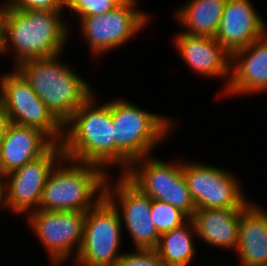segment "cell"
I'll use <instances>...</instances> for the list:
<instances>
[{
	"label": "cell",
	"instance_id": "cell-17",
	"mask_svg": "<svg viewBox=\"0 0 267 266\" xmlns=\"http://www.w3.org/2000/svg\"><path fill=\"white\" fill-rule=\"evenodd\" d=\"M53 144L41 130L10 122L0 145V178L39 158Z\"/></svg>",
	"mask_w": 267,
	"mask_h": 266
},
{
	"label": "cell",
	"instance_id": "cell-23",
	"mask_svg": "<svg viewBox=\"0 0 267 266\" xmlns=\"http://www.w3.org/2000/svg\"><path fill=\"white\" fill-rule=\"evenodd\" d=\"M125 0H65V7L70 13L75 12L80 20L82 17L106 14L114 10Z\"/></svg>",
	"mask_w": 267,
	"mask_h": 266
},
{
	"label": "cell",
	"instance_id": "cell-5",
	"mask_svg": "<svg viewBox=\"0 0 267 266\" xmlns=\"http://www.w3.org/2000/svg\"><path fill=\"white\" fill-rule=\"evenodd\" d=\"M115 166L124 174L132 161L151 155L174 132L175 122L126 100H112ZM172 132V133H171Z\"/></svg>",
	"mask_w": 267,
	"mask_h": 266
},
{
	"label": "cell",
	"instance_id": "cell-16",
	"mask_svg": "<svg viewBox=\"0 0 267 266\" xmlns=\"http://www.w3.org/2000/svg\"><path fill=\"white\" fill-rule=\"evenodd\" d=\"M174 43L184 62L195 73L204 77H227L223 87V91L226 90L230 82L231 54L214 37L179 32Z\"/></svg>",
	"mask_w": 267,
	"mask_h": 266
},
{
	"label": "cell",
	"instance_id": "cell-6",
	"mask_svg": "<svg viewBox=\"0 0 267 266\" xmlns=\"http://www.w3.org/2000/svg\"><path fill=\"white\" fill-rule=\"evenodd\" d=\"M123 175L151 199L167 202L189 218L196 211L183 175L181 160L165 163L152 155L144 156L132 161Z\"/></svg>",
	"mask_w": 267,
	"mask_h": 266
},
{
	"label": "cell",
	"instance_id": "cell-9",
	"mask_svg": "<svg viewBox=\"0 0 267 266\" xmlns=\"http://www.w3.org/2000/svg\"><path fill=\"white\" fill-rule=\"evenodd\" d=\"M182 169L196 209H244L251 202L241 181L226 169L185 160Z\"/></svg>",
	"mask_w": 267,
	"mask_h": 266
},
{
	"label": "cell",
	"instance_id": "cell-3",
	"mask_svg": "<svg viewBox=\"0 0 267 266\" xmlns=\"http://www.w3.org/2000/svg\"><path fill=\"white\" fill-rule=\"evenodd\" d=\"M59 57L60 54L32 58L20 62L15 68L64 125L93 94V89L68 63L60 61Z\"/></svg>",
	"mask_w": 267,
	"mask_h": 266
},
{
	"label": "cell",
	"instance_id": "cell-19",
	"mask_svg": "<svg viewBox=\"0 0 267 266\" xmlns=\"http://www.w3.org/2000/svg\"><path fill=\"white\" fill-rule=\"evenodd\" d=\"M243 209H196L191 217L196 236L219 249L236 250Z\"/></svg>",
	"mask_w": 267,
	"mask_h": 266
},
{
	"label": "cell",
	"instance_id": "cell-1",
	"mask_svg": "<svg viewBox=\"0 0 267 266\" xmlns=\"http://www.w3.org/2000/svg\"><path fill=\"white\" fill-rule=\"evenodd\" d=\"M62 14L63 11L21 10L10 6L0 56L13 50L17 66L28 59L63 54L70 29Z\"/></svg>",
	"mask_w": 267,
	"mask_h": 266
},
{
	"label": "cell",
	"instance_id": "cell-21",
	"mask_svg": "<svg viewBox=\"0 0 267 266\" xmlns=\"http://www.w3.org/2000/svg\"><path fill=\"white\" fill-rule=\"evenodd\" d=\"M195 226L191 218L171 231L160 235L154 249L166 266H188L194 259L195 244L193 233Z\"/></svg>",
	"mask_w": 267,
	"mask_h": 266
},
{
	"label": "cell",
	"instance_id": "cell-25",
	"mask_svg": "<svg viewBox=\"0 0 267 266\" xmlns=\"http://www.w3.org/2000/svg\"><path fill=\"white\" fill-rule=\"evenodd\" d=\"M12 8L21 10L64 11L65 0H10Z\"/></svg>",
	"mask_w": 267,
	"mask_h": 266
},
{
	"label": "cell",
	"instance_id": "cell-15",
	"mask_svg": "<svg viewBox=\"0 0 267 266\" xmlns=\"http://www.w3.org/2000/svg\"><path fill=\"white\" fill-rule=\"evenodd\" d=\"M266 33L264 18L250 0H227L214 38L232 54Z\"/></svg>",
	"mask_w": 267,
	"mask_h": 266
},
{
	"label": "cell",
	"instance_id": "cell-7",
	"mask_svg": "<svg viewBox=\"0 0 267 266\" xmlns=\"http://www.w3.org/2000/svg\"><path fill=\"white\" fill-rule=\"evenodd\" d=\"M0 106L10 122L37 128L54 143H62L64 125L52 114L16 68L0 77Z\"/></svg>",
	"mask_w": 267,
	"mask_h": 266
},
{
	"label": "cell",
	"instance_id": "cell-4",
	"mask_svg": "<svg viewBox=\"0 0 267 266\" xmlns=\"http://www.w3.org/2000/svg\"><path fill=\"white\" fill-rule=\"evenodd\" d=\"M108 176L96 165L64 156L49 175L38 210L86 213L105 196Z\"/></svg>",
	"mask_w": 267,
	"mask_h": 266
},
{
	"label": "cell",
	"instance_id": "cell-10",
	"mask_svg": "<svg viewBox=\"0 0 267 266\" xmlns=\"http://www.w3.org/2000/svg\"><path fill=\"white\" fill-rule=\"evenodd\" d=\"M137 0H125L117 8L106 14L82 17L80 32L87 40L91 54L96 57L115 50L149 22V14L136 9Z\"/></svg>",
	"mask_w": 267,
	"mask_h": 266
},
{
	"label": "cell",
	"instance_id": "cell-22",
	"mask_svg": "<svg viewBox=\"0 0 267 266\" xmlns=\"http://www.w3.org/2000/svg\"><path fill=\"white\" fill-rule=\"evenodd\" d=\"M151 218L159 234L171 231L185 223L189 217L177 207L160 201L153 200L151 204Z\"/></svg>",
	"mask_w": 267,
	"mask_h": 266
},
{
	"label": "cell",
	"instance_id": "cell-14",
	"mask_svg": "<svg viewBox=\"0 0 267 266\" xmlns=\"http://www.w3.org/2000/svg\"><path fill=\"white\" fill-rule=\"evenodd\" d=\"M263 92L267 93V33L231 54L230 82L224 95Z\"/></svg>",
	"mask_w": 267,
	"mask_h": 266
},
{
	"label": "cell",
	"instance_id": "cell-13",
	"mask_svg": "<svg viewBox=\"0 0 267 266\" xmlns=\"http://www.w3.org/2000/svg\"><path fill=\"white\" fill-rule=\"evenodd\" d=\"M63 157L61 144L54 143L39 158L3 176L7 208L18 215L38 210L49 175Z\"/></svg>",
	"mask_w": 267,
	"mask_h": 266
},
{
	"label": "cell",
	"instance_id": "cell-8",
	"mask_svg": "<svg viewBox=\"0 0 267 266\" xmlns=\"http://www.w3.org/2000/svg\"><path fill=\"white\" fill-rule=\"evenodd\" d=\"M122 225L118 210L104 196L86 212L83 242L74 260L76 266H115L123 254Z\"/></svg>",
	"mask_w": 267,
	"mask_h": 266
},
{
	"label": "cell",
	"instance_id": "cell-24",
	"mask_svg": "<svg viewBox=\"0 0 267 266\" xmlns=\"http://www.w3.org/2000/svg\"><path fill=\"white\" fill-rule=\"evenodd\" d=\"M115 266H166L155 250L123 252Z\"/></svg>",
	"mask_w": 267,
	"mask_h": 266
},
{
	"label": "cell",
	"instance_id": "cell-28",
	"mask_svg": "<svg viewBox=\"0 0 267 266\" xmlns=\"http://www.w3.org/2000/svg\"><path fill=\"white\" fill-rule=\"evenodd\" d=\"M0 207H2V208L6 207L7 208L6 195H5V184H4V180H2V178H0Z\"/></svg>",
	"mask_w": 267,
	"mask_h": 266
},
{
	"label": "cell",
	"instance_id": "cell-11",
	"mask_svg": "<svg viewBox=\"0 0 267 266\" xmlns=\"http://www.w3.org/2000/svg\"><path fill=\"white\" fill-rule=\"evenodd\" d=\"M85 216L86 213L80 211L43 210L32 211L26 216L27 224L46 249L52 265L66 262L72 253H76L75 260L83 242Z\"/></svg>",
	"mask_w": 267,
	"mask_h": 266
},
{
	"label": "cell",
	"instance_id": "cell-12",
	"mask_svg": "<svg viewBox=\"0 0 267 266\" xmlns=\"http://www.w3.org/2000/svg\"><path fill=\"white\" fill-rule=\"evenodd\" d=\"M108 176L105 197L118 210L136 249L154 250L160 234L151 216L152 199L142 193L123 174L111 183ZM113 185V187H112Z\"/></svg>",
	"mask_w": 267,
	"mask_h": 266
},
{
	"label": "cell",
	"instance_id": "cell-27",
	"mask_svg": "<svg viewBox=\"0 0 267 266\" xmlns=\"http://www.w3.org/2000/svg\"><path fill=\"white\" fill-rule=\"evenodd\" d=\"M10 123V119L0 106V145L4 139L6 129Z\"/></svg>",
	"mask_w": 267,
	"mask_h": 266
},
{
	"label": "cell",
	"instance_id": "cell-20",
	"mask_svg": "<svg viewBox=\"0 0 267 266\" xmlns=\"http://www.w3.org/2000/svg\"><path fill=\"white\" fill-rule=\"evenodd\" d=\"M227 0H190L175 13V20L193 36L215 37Z\"/></svg>",
	"mask_w": 267,
	"mask_h": 266
},
{
	"label": "cell",
	"instance_id": "cell-26",
	"mask_svg": "<svg viewBox=\"0 0 267 266\" xmlns=\"http://www.w3.org/2000/svg\"><path fill=\"white\" fill-rule=\"evenodd\" d=\"M3 4V5H2ZM0 4V49L3 42L6 16L10 8V0H6Z\"/></svg>",
	"mask_w": 267,
	"mask_h": 266
},
{
	"label": "cell",
	"instance_id": "cell-2",
	"mask_svg": "<svg viewBox=\"0 0 267 266\" xmlns=\"http://www.w3.org/2000/svg\"><path fill=\"white\" fill-rule=\"evenodd\" d=\"M92 94L64 124L61 143L66 158L105 167L115 165L112 100L99 105Z\"/></svg>",
	"mask_w": 267,
	"mask_h": 266
},
{
	"label": "cell",
	"instance_id": "cell-18",
	"mask_svg": "<svg viewBox=\"0 0 267 266\" xmlns=\"http://www.w3.org/2000/svg\"><path fill=\"white\" fill-rule=\"evenodd\" d=\"M240 266H264L267 263V212L250 202L241 212L238 246Z\"/></svg>",
	"mask_w": 267,
	"mask_h": 266
}]
</instances>
